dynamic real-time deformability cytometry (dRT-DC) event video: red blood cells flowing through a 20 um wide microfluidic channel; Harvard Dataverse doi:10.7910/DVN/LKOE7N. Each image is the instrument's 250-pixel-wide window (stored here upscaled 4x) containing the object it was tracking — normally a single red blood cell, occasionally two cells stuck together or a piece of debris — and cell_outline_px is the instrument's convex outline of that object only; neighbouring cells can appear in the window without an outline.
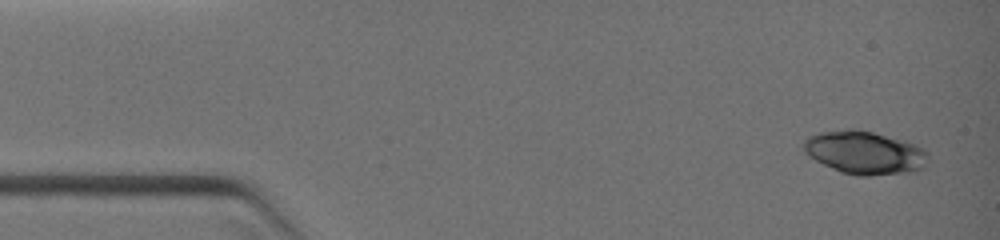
{"species": "common noctule bat (a hibernating species)", "species_latin": "Nyctalus noctula", "temperature_condition": "warm", "stored_images_in_passage": 10, "camera_frame_rate_fps": 3000, "um_per_image_px": 0.085, "animal": {"sex": "female", "body_mass_g": 19.0, "forearm_length_mm": 51.5}, "frame": {"image": 1, "passage_image": 1, "time_ms": 0.0, "image_size_px": [1000, 240], "cell_outline_px": [[928, 156], [924, 168], [912, 172], [868, 176], [856, 176], [840, 172], [808, 156], [804, 152], [800, 144], [808, 136], [820, 132], [848, 128], [872, 132], [912, 144], [924, 148], [928, 152]], "centroid_in_image_um": [73.45, 12.99], "position_along_channel_um": 11.6, "area_um2": 31.33}}
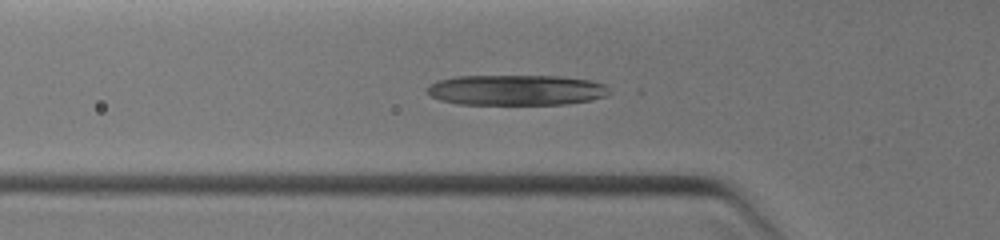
{"frame": {"image": 2, "passage_image": 6, "time_ms": 3.333, "image_size_px": [1000, 240], "cell_outline_px": [[612, 92], [608, 96], [568, 104], [456, 104], [440, 100], [424, 92], [424, 88], [436, 80], [456, 76], [560, 76], [592, 80], [604, 84]], "centroid_in_image_um": [43.85, 7.65], "position_along_channel_um": 81.9, "area_um2": 32.77}}
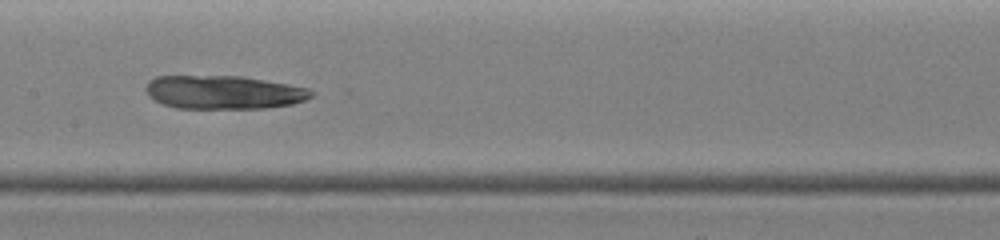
{"frame": {"image": 3, "passage_image": 9, "time_ms": 5.333, "image_size_px": [1000, 240], "cell_outline_px": [[312, 96], [304, 100], [292, 104], [268, 108], [176, 108], [152, 100], [148, 96], [144, 88], [148, 80], [156, 76], [240, 76], [288, 84], [308, 88], [312, 92]], "centroid_in_image_um": [18.95, 7.84], "position_along_channel_um": 188.4, "area_um2": 32.37}}